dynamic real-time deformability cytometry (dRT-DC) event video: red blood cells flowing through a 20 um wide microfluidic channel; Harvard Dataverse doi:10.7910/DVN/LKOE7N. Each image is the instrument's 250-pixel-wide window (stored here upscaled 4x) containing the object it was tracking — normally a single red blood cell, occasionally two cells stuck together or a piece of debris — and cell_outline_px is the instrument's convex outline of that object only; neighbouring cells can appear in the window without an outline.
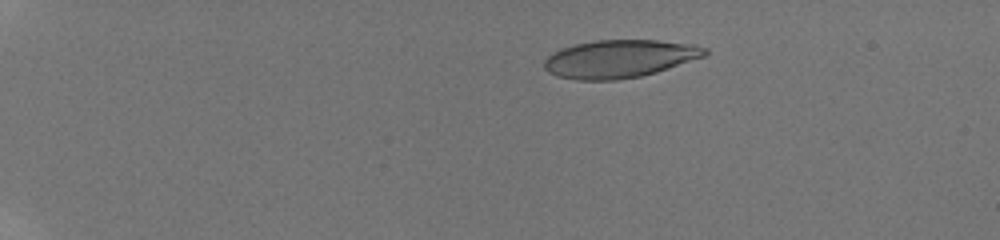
{"species": "human", "species_latin": "Homo sapiens", "temperature_condition": "room temperature", "stored_images_in_passage": 45, "camera_frame_rate_fps": 3000, "um_per_image_px": 0.085, "donor": {"sex": "male"}, "frame": {"image": 1, "passage_image": 1, "time_ms": 0.0, "image_size_px": [1000, 240], "cell_outline_px": [[708, 56], [656, 72], [640, 76], [616, 80], [576, 80], [556, 76], [548, 72], [544, 68], [544, 60], [548, 56], [560, 48], [592, 40], [656, 40], [692, 44], [708, 48]], "centroid_in_image_um": [52.67, 4.99], "position_along_channel_um": 32.3, "area_um2": 35.72}}
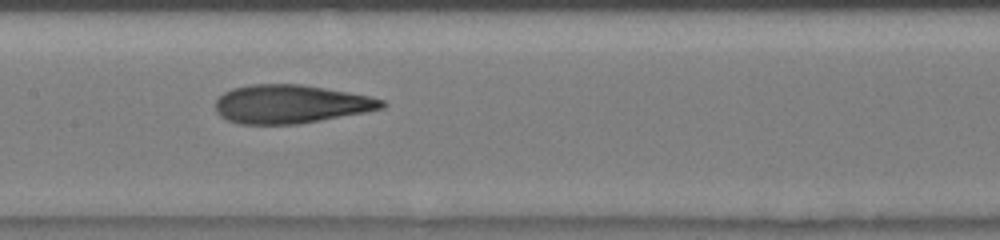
{"frame": {"image": 2, "passage_image": 21, "time_ms": 6.667, "image_size_px": [1000, 240], "cell_outline_px": [[388, 104], [384, 108], [368, 112], [300, 124], [240, 124], [228, 120], [220, 116], [216, 112], [216, 100], [224, 92], [232, 88], [248, 84], [300, 84], [348, 92], [368, 96], [384, 100]], "centroid_in_image_um": [24.72, 8.85], "position_along_channel_um": 182.7, "area_um2": 37.57}}
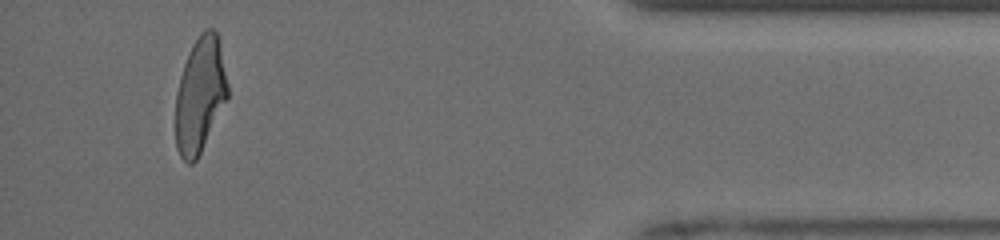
{"frame": {"image": 3, "passage_image": 42, "time_ms": 13.667, "image_size_px": [1000, 240], "cell_outline_px": [[228, 96], [196, 160], [192, 164], [188, 164], [180, 156], [176, 148], [176, 92], [180, 76], [184, 64], [192, 44], [200, 32], [204, 28], [212, 28], [216, 32], [228, 84]], "centroid_in_image_um": [16.98, 8.06], "position_along_channel_um": 418.2, "area_um2": 34.51}, "authors_computed_cell_mechanics": {"area_um2": 36.703, "velocity_mm_per_s": 3.9489, "shape_relaxation_time_tau1_ms": 8.367, "shape_relaxation_time_tau2_ms": 1.6348, "deformation_change_tau1": 0.2956, "deformation_change_tau2": 0.1094}}